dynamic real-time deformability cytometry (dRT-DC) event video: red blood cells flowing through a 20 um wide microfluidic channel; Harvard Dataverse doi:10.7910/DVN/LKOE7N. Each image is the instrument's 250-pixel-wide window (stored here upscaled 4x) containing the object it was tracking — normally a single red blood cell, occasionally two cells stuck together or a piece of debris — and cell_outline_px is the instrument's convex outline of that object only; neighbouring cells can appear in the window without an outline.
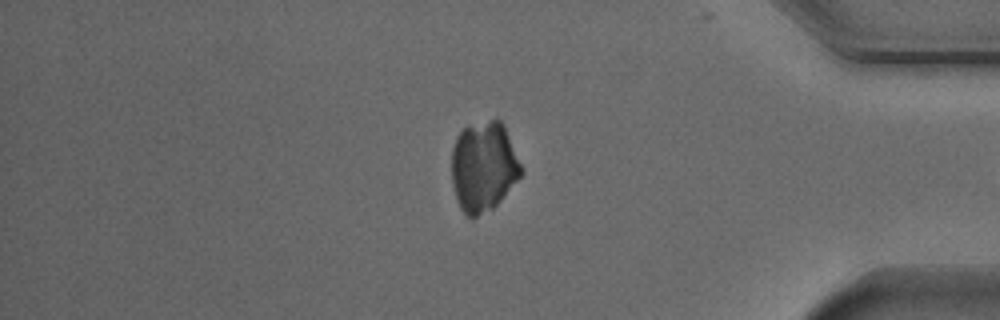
{"species": "Egyptian fruit bat (a non-hibernating species)", "species_latin": "Rousettus aegyptiacus", "temperature_condition": "cold", "stored_images_in_passage": 30, "camera_frame_rate_fps": 3000, "um_per_image_px": 0.085, "animal": {"sex": "male"}, "frame": {"image": 1, "passage_image": 29, "time_ms": 9.333, "image_size_px": [1000, 320], "cell_outline_px": [[524, 172], [500, 200], [492, 208], [472, 220], [460, 208], [452, 184], [452, 148], [456, 136], [464, 128], [492, 120], [500, 120], [504, 124]], "centroid_in_image_um": [41.1, 14.18], "position_along_channel_um": 394.1, "area_um2": 36.18}}